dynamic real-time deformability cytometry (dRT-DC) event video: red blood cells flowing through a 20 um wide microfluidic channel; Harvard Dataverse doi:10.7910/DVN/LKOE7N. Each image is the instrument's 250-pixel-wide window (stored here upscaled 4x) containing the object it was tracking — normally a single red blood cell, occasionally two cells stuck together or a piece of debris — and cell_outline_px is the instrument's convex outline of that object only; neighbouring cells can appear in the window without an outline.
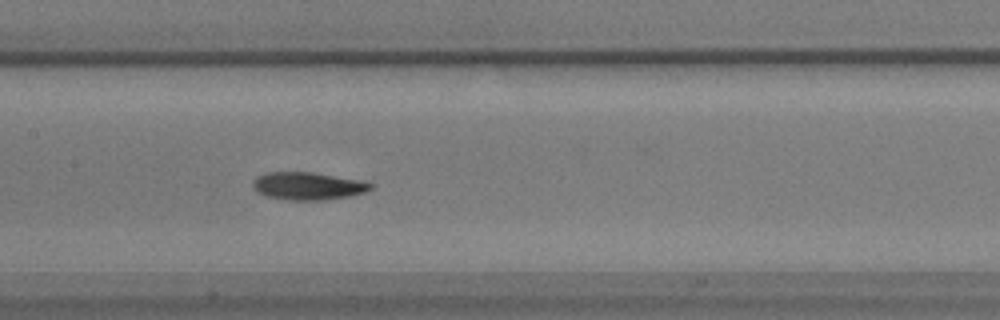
{"species": "common noctule bat (a hibernating species)", "species_latin": "Nyctalus noctula", "temperature_condition": "warm", "stored_images_in_passage": 59, "camera_frame_rate_fps": 3000, "um_per_image_px": 0.085, "animal": {"sex": "male", "body_mass_g": 17.9}, "frame": {"image": 1, "passage_image": 29, "time_ms": 9.333, "image_size_px": [1000, 320], "cell_outline_px": [[372, 188], [364, 192], [348, 196], [324, 200], [288, 200], [264, 196], [256, 192], [252, 188], [252, 180], [256, 176], [264, 172], [312, 172], [356, 180], [372, 184]], "centroid_in_image_um": [26.04, 15.81], "position_along_channel_um": 181.4, "area_um2": 18.96}}
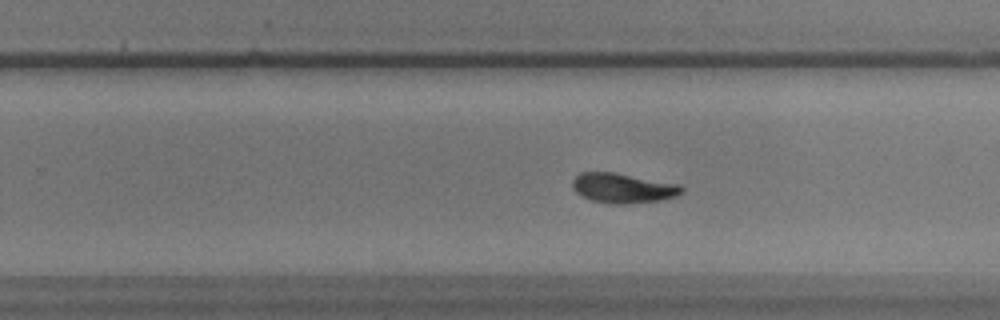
{"frame": {"image": 2, "passage_image": 37, "time_ms": 12.0, "image_size_px": [1000, 320], "cell_outline_px": [[684, 192], [676, 196], [660, 200], [628, 204], [616, 204], [592, 200], [580, 196], [572, 188], [572, 180], [580, 172], [612, 172], [680, 184], [684, 188]], "centroid_in_image_um": [52.95, 15.99], "position_along_channel_um": 276.8, "area_um2": 19.02}}
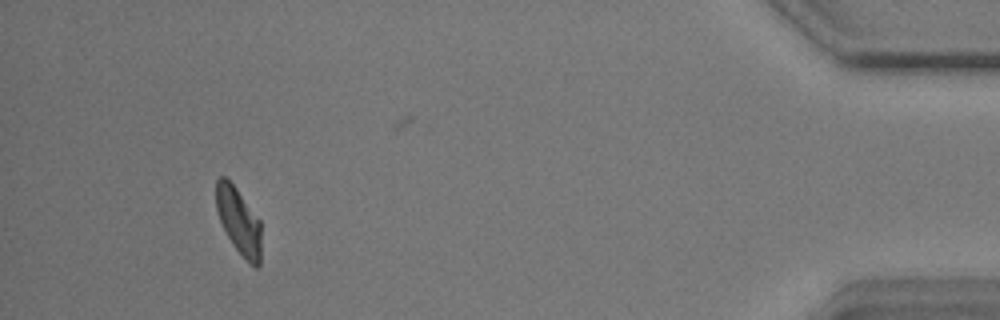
{"frame": {"image": 3, "passage_image": 54, "time_ms": 17.667, "image_size_px": [1000, 320], "cell_outline_px": [[260, 264], [256, 268], [232, 244], [220, 220], [216, 208], [216, 180], [220, 176], [224, 176], [236, 188], [260, 220]], "centroid_in_image_um": [20.28, 18.75], "position_along_channel_um": 414.9, "area_um2": 16.99}, "authors_computed_cell_mechanics": {"area_um2": 18.3804, "velocity_mm_per_s": 3.6043, "shape_relaxation_time_tau1_ms": 6.0917, "shape_relaxation_time_tau2_ms": 4.2435, "deformation_change_tau1": 0.1758, "deformation_change_tau2": 0.0911}}